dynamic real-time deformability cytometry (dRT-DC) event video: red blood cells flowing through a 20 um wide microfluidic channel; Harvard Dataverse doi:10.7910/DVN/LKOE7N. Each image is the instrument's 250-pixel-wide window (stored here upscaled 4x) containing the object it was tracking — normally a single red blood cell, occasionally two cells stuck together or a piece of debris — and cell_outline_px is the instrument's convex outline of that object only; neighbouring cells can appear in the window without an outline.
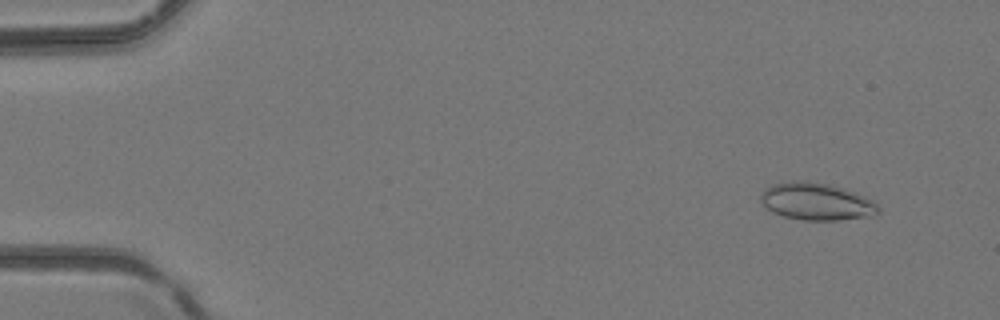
{"species": "common noctule bat (a hibernating species)", "species_latin": "Nyctalus noctula", "temperature_condition": "room temperature", "stored_images_in_passage": 2, "camera_frame_rate_fps": 3000, "um_per_image_px": 0.085, "animal": {"sex": "female", "body_mass_g": 24.6, "forearm_length_mm": 56.2}, "frame": {"image": 1, "passage_image": 2, "time_ms": 0.333, "image_size_px": [1000, 320], "cell_outline_px": [[880, 212], [872, 216], [836, 220], [804, 220], [784, 216], [772, 212], [760, 200], [760, 196], [772, 184], [796, 180], [828, 184], [844, 188], [864, 196], [872, 200], [880, 208]], "centroid_in_image_um": [69.43, 17.14], "position_along_channel_um": 15.6, "area_um2": 25.26}}